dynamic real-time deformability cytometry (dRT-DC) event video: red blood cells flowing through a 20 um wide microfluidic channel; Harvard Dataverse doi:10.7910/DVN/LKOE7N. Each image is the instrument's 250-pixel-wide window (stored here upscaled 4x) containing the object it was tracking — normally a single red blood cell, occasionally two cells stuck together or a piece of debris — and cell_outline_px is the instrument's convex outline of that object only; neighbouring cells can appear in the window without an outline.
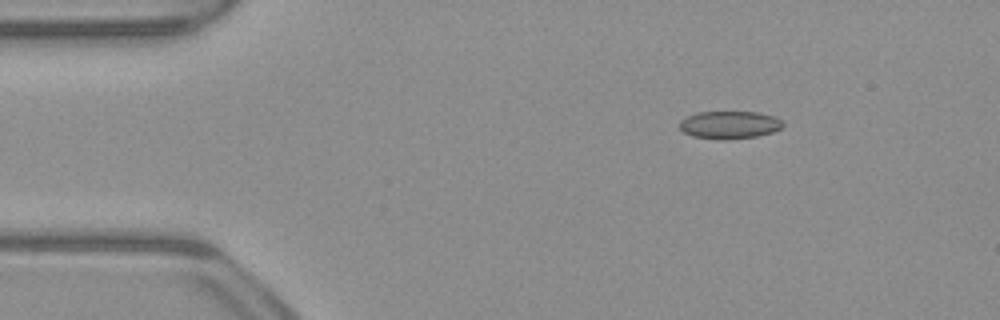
{"species": "common noctule bat (a hibernating species)", "species_latin": "Nyctalus noctula", "temperature_condition": "warm", "stored_images_in_passage": 46, "camera_frame_rate_fps": 3000, "um_per_image_px": 0.085, "animal": {"sex": "male", "body_mass_g": 23.1, "forearm_length_mm": 52.7}, "frame": {"image": 1, "passage_image": 1, "time_ms": 0.0, "image_size_px": [1000, 320], "cell_outline_px": [[784, 124], [780, 128], [772, 132], [756, 136], [728, 140], [720, 140], [692, 136], [684, 132], [680, 128], [680, 120], [696, 112], [756, 112], [776, 116]], "centroid_in_image_um": [62.0, 10.61], "position_along_channel_um": 23.0, "area_um2": 16.7}}
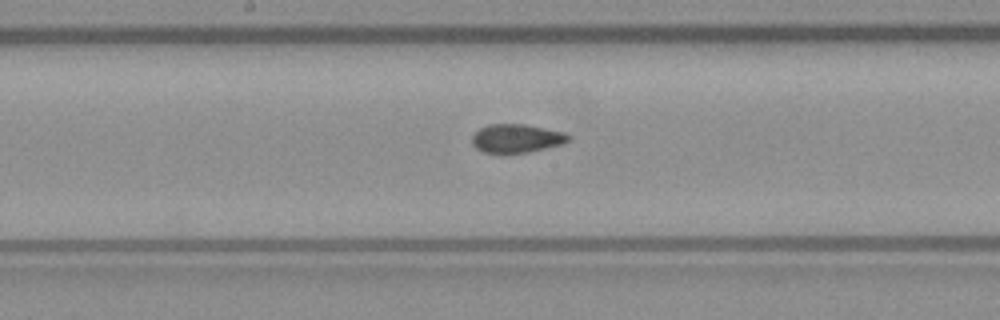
{"frame": {"image": 2, "passage_image": 20, "time_ms": 6.333, "image_size_px": [1000, 320], "cell_outline_px": [[572, 136], [564, 144], [528, 152], [484, 152], [476, 148], [472, 144], [472, 136], [480, 128], [488, 124], [524, 124], [564, 132]], "centroid_in_image_um": [43.92, 11.75], "position_along_channel_um": 204.3, "area_um2": 15.9}}
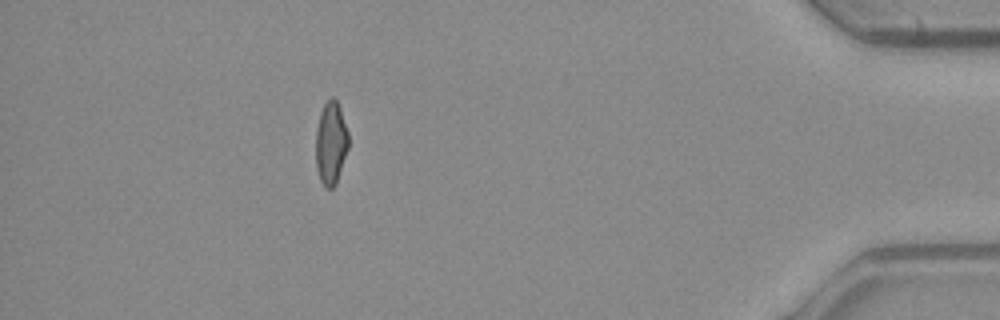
{"frame": {"image": 3, "passage_image": 40, "time_ms": 13.0, "image_size_px": [1000, 320], "cell_outline_px": [[348, 148], [336, 184], [332, 188], [324, 188], [320, 180], [316, 168], [316, 128], [320, 112], [324, 104], [332, 96], [336, 100], [340, 108], [348, 132]], "centroid_in_image_um": [28.11, 12.18], "position_along_channel_um": 407.1, "area_um2": 15.84}, "authors_computed_cell_mechanics": {"area_um2": 16.473, "velocity_mm_per_s": 3.9348, "shape_relaxation_time_tau1_ms": null, "shape_relaxation_time_tau2_ms": 2.3689, "deformation_change_tau1": null, "deformation_change_tau2": 0.0906}}